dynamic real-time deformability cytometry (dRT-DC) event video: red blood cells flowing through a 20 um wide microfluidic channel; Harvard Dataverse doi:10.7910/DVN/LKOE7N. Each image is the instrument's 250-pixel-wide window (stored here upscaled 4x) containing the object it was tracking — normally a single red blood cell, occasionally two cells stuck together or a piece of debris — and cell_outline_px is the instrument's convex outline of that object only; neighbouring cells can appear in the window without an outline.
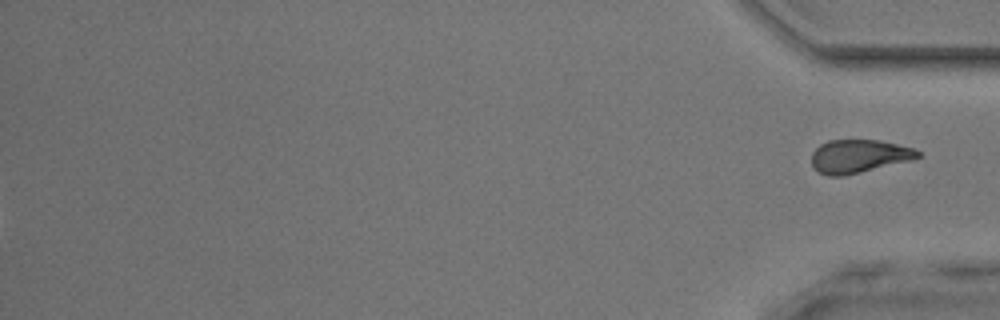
{"species": "common noctule bat (a hibernating species)", "species_latin": "Nyctalus noctula", "temperature_condition": "room temperature", "stored_images_in_passage": 37, "segment_of_instrument_passage": [2, 2], "camera_frame_rate_fps": 3000, "um_per_image_px": 0.085, "animal": {"sex": "male", "body_mass_g": 17.9, "forearm_length_mm": 54.2}, "frame": {"image": 1, "passage_image": 37, "time_ms": 12.0, "image_size_px": [1000, 320], "cell_outline_px": [[920, 156], [912, 160], [844, 176], [828, 176], [816, 172], [812, 164], [812, 152], [820, 144], [828, 140], [880, 140], [912, 148], [920, 152]], "centroid_in_image_um": [72.96, 13.28], "position_along_channel_um": 362.2, "area_um2": 20.63}}